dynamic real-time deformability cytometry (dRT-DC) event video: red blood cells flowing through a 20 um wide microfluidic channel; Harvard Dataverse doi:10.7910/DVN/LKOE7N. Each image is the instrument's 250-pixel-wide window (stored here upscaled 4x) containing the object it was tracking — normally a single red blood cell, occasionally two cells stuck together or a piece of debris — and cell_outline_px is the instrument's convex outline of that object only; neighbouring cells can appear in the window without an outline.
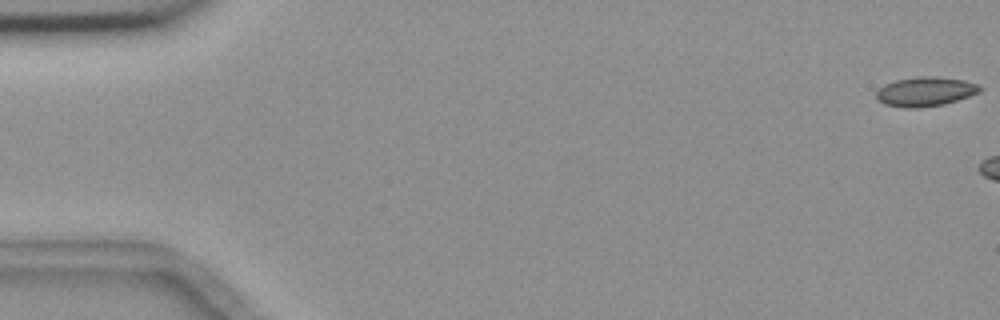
{"species": "common noctule bat (a hibernating species)", "species_latin": "Nyctalus noctula", "temperature_condition": "room temperature", "stored_images_in_passage": 6, "camera_frame_rate_fps": 3000, "um_per_image_px": 0.085, "animal": {"sex": "female", "body_mass_g": 18.4}, "frame": {"image": 1, "passage_image": 1, "time_ms": 0.0, "image_size_px": [1000, 320], "cell_outline_px": [[984, 88], [980, 92], [944, 104], [920, 108], [904, 108], [884, 104], [876, 100], [876, 92], [884, 84], [896, 80], [920, 76], [932, 76], [964, 80], [976, 84]], "centroid_in_image_um": [78.62, 7.79], "position_along_channel_um": 6.4, "area_um2": 17.74}}
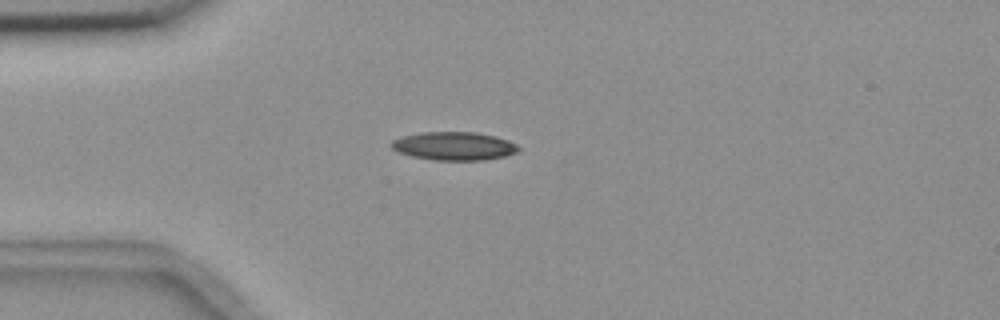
{"frame": {"image": 2, "passage_image": 6, "time_ms": 6.333, "image_size_px": [1000, 320], "cell_outline_px": [[520, 148], [516, 152], [504, 156], [484, 160], [432, 160], [412, 156], [400, 152], [392, 148], [388, 144], [392, 140], [400, 136], [420, 132], [476, 132], [496, 136], [508, 140], [516, 144]], "centroid_in_image_um": [38.56, 12.4], "position_along_channel_um": 46.4, "area_um2": 21.1}}